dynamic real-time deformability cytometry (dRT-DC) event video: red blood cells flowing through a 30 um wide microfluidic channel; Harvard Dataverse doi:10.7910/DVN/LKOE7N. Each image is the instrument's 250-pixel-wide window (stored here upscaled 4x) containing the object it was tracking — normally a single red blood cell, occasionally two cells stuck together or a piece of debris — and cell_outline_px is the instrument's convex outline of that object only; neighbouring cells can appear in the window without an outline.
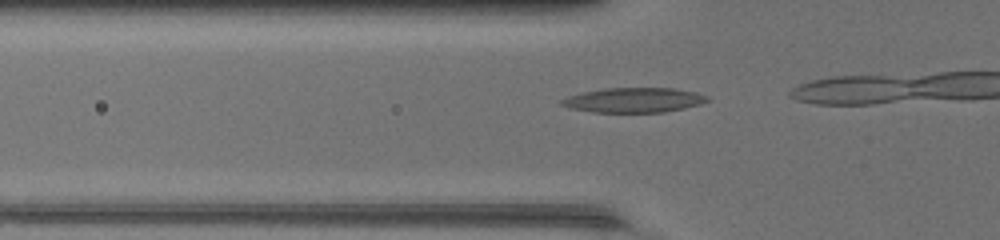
{"species": "common noctule bat (a hibernating species)", "species_latin": "Nyctalus noctula", "temperature_condition": "warm", "stored_images_in_passage": 16, "camera_frame_rate_fps": 3000, "um_per_image_px": 0.085, "animal": {"sex": "female", "body_mass_g": 17.0, "forearm_length_mm": 48.0}, "frame": {"image": 1, "passage_image": 12, "time_ms": 3.667, "image_size_px": [1000, 240], "cell_outline_px": [[712, 100], [700, 104], [684, 108], [664, 112], [592, 112], [568, 108], [560, 104], [560, 100], [568, 96], [584, 92], [604, 88], [672, 88], [696, 92], [708, 96]], "centroid_in_image_um": [53.88, 8.51], "position_along_channel_um": 71.9, "area_um2": 21.1}}